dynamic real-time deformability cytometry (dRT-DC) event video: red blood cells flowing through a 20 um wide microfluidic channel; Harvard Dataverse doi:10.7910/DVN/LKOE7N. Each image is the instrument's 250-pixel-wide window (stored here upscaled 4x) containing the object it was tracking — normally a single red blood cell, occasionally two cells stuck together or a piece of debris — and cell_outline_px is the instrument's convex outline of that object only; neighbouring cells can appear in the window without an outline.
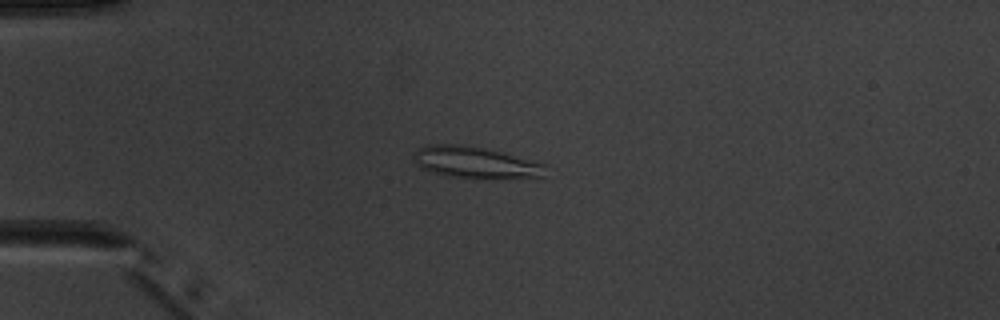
{"species": "common noctule bat (a hibernating species)", "species_latin": "Nyctalus noctula", "temperature_condition": "warm", "stored_images_in_passage": 9, "camera_frame_rate_fps": 3000, "um_per_image_px": 0.085, "animal": {"sex": "male", "body_mass_g": 20.1, "forearm_length_mm": 53.5}, "frame": {"image": 1, "passage_image": 3, "time_ms": 3.333, "image_size_px": [1000, 320], "cell_outline_px": [[548, 164], [544, 176], [492, 180], [488, 180], [448, 176], [420, 168], [416, 164], [412, 156], [416, 148], [428, 144], [456, 144], [484, 148]], "centroid_in_image_um": [40.41, 13.83], "position_along_channel_um": 44.6, "area_um2": 24.8}}
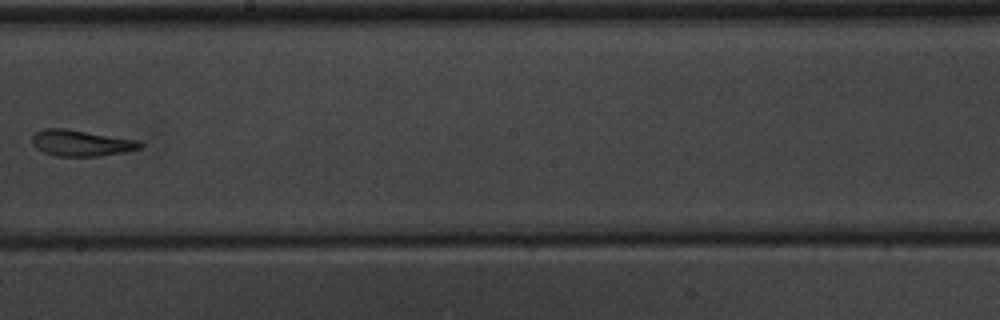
{"frame": {"image": 2, "passage_image": 8, "time_ms": 9.0, "image_size_px": [1000, 320], "cell_outline_px": [[144, 144], [140, 148], [124, 152], [100, 156], [56, 156], [44, 152], [36, 148], [32, 144], [32, 136], [36, 132], [44, 128], [64, 128], [140, 140]], "centroid_in_image_um": [6.91, 12.15], "position_along_channel_um": 241.3, "area_um2": 16.53}}
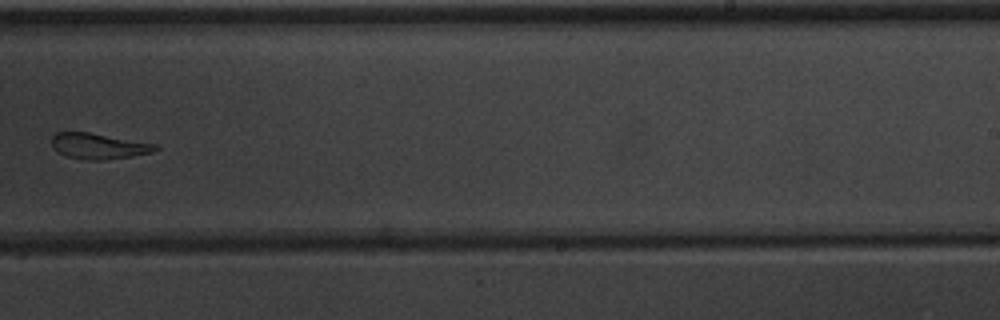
{"frame": {"image": 3, "passage_image": 9, "time_ms": 10.0, "image_size_px": [1000, 320], "cell_outline_px": [[160, 148], [152, 152], [104, 160], [84, 160], [68, 156], [52, 148], [52, 136], [56, 132], [88, 132], [156, 144]], "centroid_in_image_um": [8.36, 12.41], "position_along_channel_um": 280.6, "area_um2": 15.32}}